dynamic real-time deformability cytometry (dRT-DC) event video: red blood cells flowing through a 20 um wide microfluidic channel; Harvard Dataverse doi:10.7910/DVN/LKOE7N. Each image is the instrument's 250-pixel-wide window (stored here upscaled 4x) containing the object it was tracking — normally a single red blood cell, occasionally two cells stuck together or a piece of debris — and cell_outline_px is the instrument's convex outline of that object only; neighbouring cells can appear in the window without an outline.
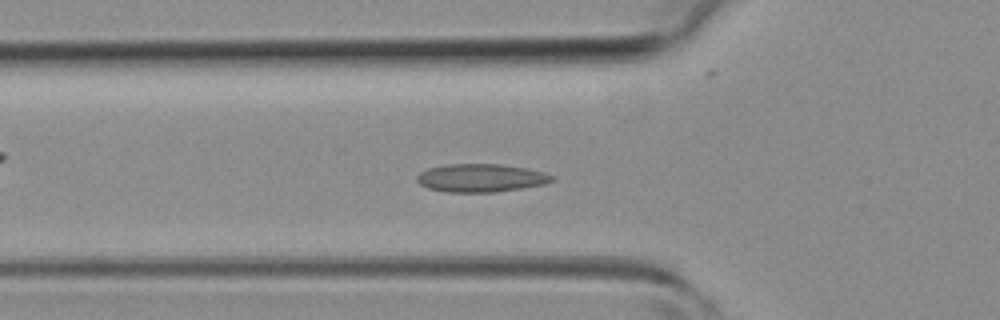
{"species": "common noctule bat (a hibernating species)", "species_latin": "Nyctalus noctula", "temperature_condition": "room temperature", "stored_images_in_passage": 43, "camera_frame_rate_fps": 3000, "um_per_image_px": 0.085, "animal": {"sex": "female", "body_mass_g": 19.3, "forearm_length_mm": 54.1}, "frame": {"image": 1, "passage_image": 12, "time_ms": 3.667, "image_size_px": [1000, 320], "cell_outline_px": [[556, 176], [552, 180], [544, 184], [496, 192], [444, 192], [428, 188], [420, 184], [416, 180], [416, 176], [420, 172], [428, 168], [444, 164], [500, 164], [528, 168], [544, 172]], "centroid_in_image_um": [40.86, 15.12], "position_along_channel_um": 84.9, "area_um2": 22.25}}
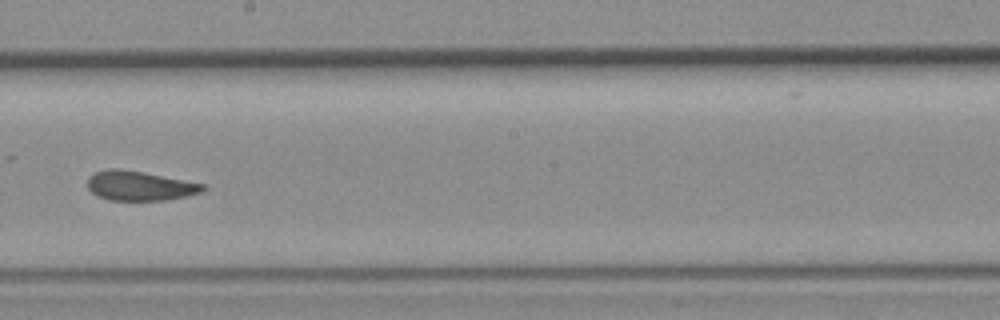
{"frame": {"image": 2, "passage_image": 22, "time_ms": 7.0, "image_size_px": [1000, 320], "cell_outline_px": [[208, 188], [204, 192], [168, 200], [108, 200], [92, 192], [88, 188], [88, 176], [96, 172], [108, 168], [116, 168], [144, 172], [204, 184]], "centroid_in_image_um": [11.9, 15.79], "position_along_channel_um": 236.3, "area_um2": 19.88}}
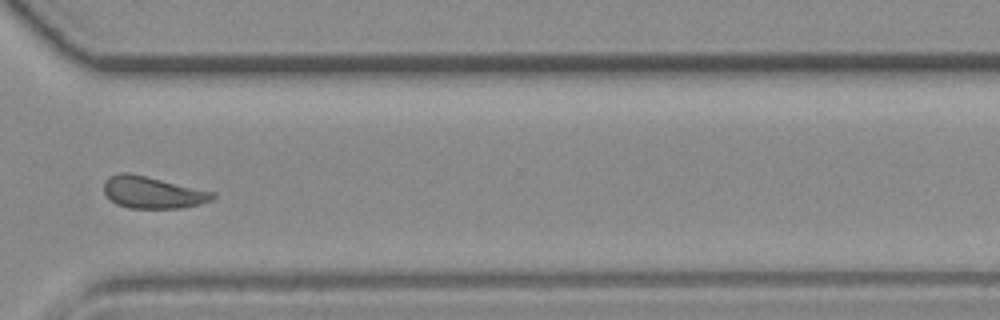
{"frame": {"image": 3, "passage_image": 30, "time_ms": 9.667, "image_size_px": [1000, 320], "cell_outline_px": [[216, 196], [212, 200], [200, 204], [180, 208], [128, 208], [116, 204], [104, 192], [104, 180], [108, 176], [120, 172], [128, 172], [216, 192]], "centroid_in_image_um": [12.97, 16.35], "position_along_channel_um": 357.6, "area_um2": 20.29}}